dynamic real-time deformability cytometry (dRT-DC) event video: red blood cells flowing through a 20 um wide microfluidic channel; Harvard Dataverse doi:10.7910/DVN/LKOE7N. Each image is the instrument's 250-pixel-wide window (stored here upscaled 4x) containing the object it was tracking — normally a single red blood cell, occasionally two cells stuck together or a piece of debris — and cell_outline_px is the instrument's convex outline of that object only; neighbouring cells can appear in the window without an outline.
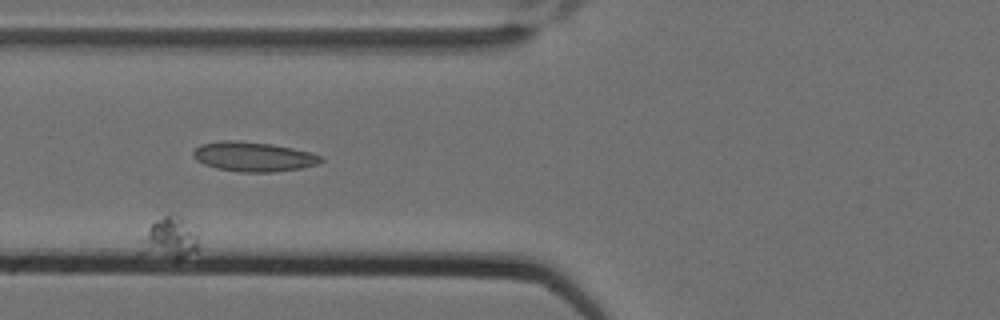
{"species": "Egyptian fruit bat (a non-hibernating species)", "species_latin": "Rousettus aegyptiacus", "temperature_condition": "cold", "stored_images_in_passage": 13, "camera_frame_rate_fps": 3000, "um_per_image_px": 0.085, "animal": {"sex": "female"}, "frame": {"image": 1, "passage_image": 6, "time_ms": 1.667, "image_size_px": [1000, 320], "cell_outline_px": [[200, 248], [196, 252], [176, 260], [136, 256], [136, 252], [140, 240], [148, 228], [156, 220], [172, 212], [180, 216], [196, 236]], "centroid_in_image_um": [14.29, 20.35], "position_along_channel_um": 111.5, "area_um2": 14.74}}
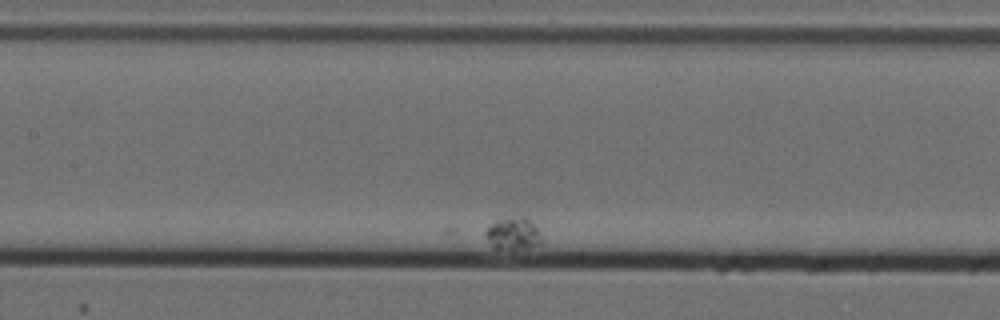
{"frame": {"image": 2, "passage_image": 9, "time_ms": 2.667, "image_size_px": [1000, 320], "cell_outline_px": [[544, 244], [512, 252], [492, 248], [488, 244], [484, 236], [484, 232], [492, 224], [500, 220], [520, 216], [524, 216], [536, 228], [544, 240]], "centroid_in_image_um": [43.62, 19.96], "position_along_channel_um": 163.8, "area_um2": 10.98}}
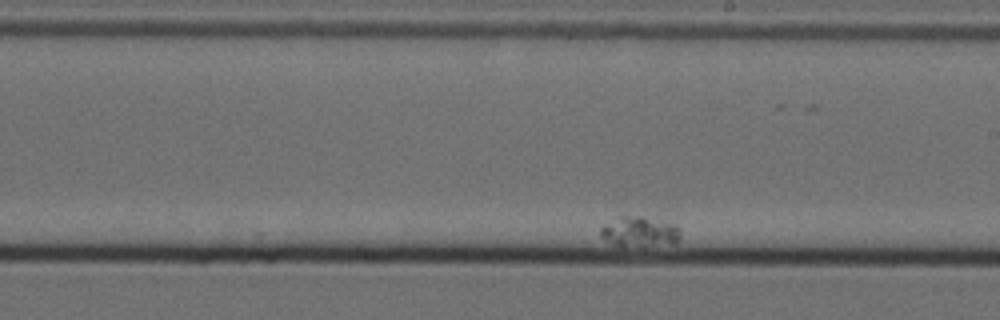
{"frame": {"image": 3, "passage_image": 13, "time_ms": 4.0, "image_size_px": [1000, 320], "cell_outline_px": [[680, 240], [676, 244], [644, 248], [620, 248], [604, 240], [600, 236], [600, 228], [604, 224], [620, 216], [644, 216], [676, 224], [680, 228]], "centroid_in_image_um": [54.39, 19.76], "position_along_channel_um": 234.6, "area_um2": 15.14}}